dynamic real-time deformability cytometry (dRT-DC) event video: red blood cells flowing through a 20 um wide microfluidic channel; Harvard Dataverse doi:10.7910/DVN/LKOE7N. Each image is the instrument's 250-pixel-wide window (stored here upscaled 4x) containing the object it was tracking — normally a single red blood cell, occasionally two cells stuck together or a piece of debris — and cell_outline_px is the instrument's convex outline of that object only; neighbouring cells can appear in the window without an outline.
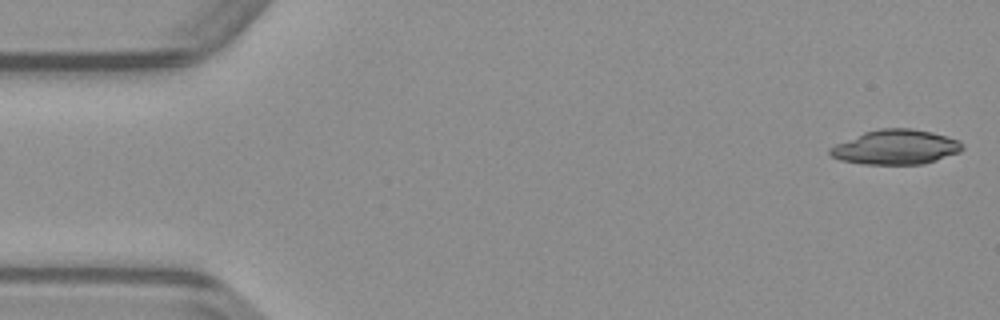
{"species": "common noctule bat (a hibernating species)", "species_latin": "Nyctalus noctula", "temperature_condition": "warm", "stored_images_in_passage": 48, "camera_frame_rate_fps": 3000, "um_per_image_px": 0.085, "animal": {"sex": "male", "body_mass_g": 23.1, "forearm_length_mm": 52.7}, "frame": {"image": 1, "passage_image": 1, "time_ms": 0.0, "image_size_px": [1000, 320], "cell_outline_px": [[964, 148], [960, 152], [924, 164], [864, 164], [840, 160], [832, 156], [828, 152], [828, 148], [836, 144], [864, 132], [880, 128], [912, 128], [932, 132], [960, 140], [964, 144]], "centroid_in_image_um": [76.16, 12.5], "position_along_channel_um": 8.8, "area_um2": 26.82}}
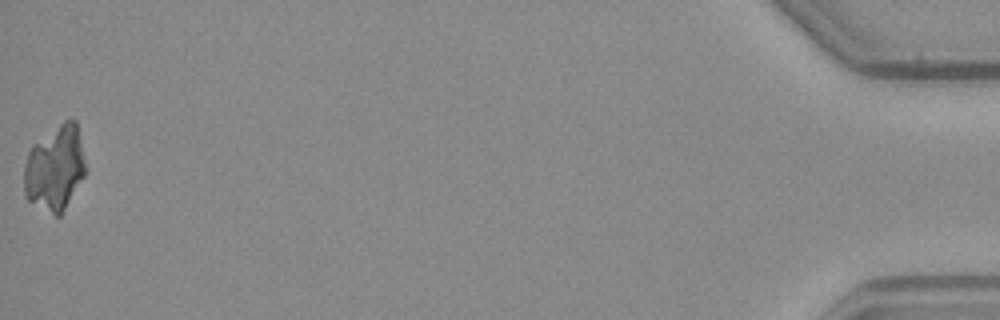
{"frame": {"image": 2, "passage_image": 48, "time_ms": 15.667, "image_size_px": [1000, 320], "cell_outline_px": [[84, 176], [60, 216], [56, 216], [28, 200], [24, 196], [24, 164], [28, 152], [32, 144], [64, 120], [76, 120], [84, 160]], "centroid_in_image_um": [4.63, 14.28], "position_along_channel_um": 430.6, "area_um2": 30.17}}